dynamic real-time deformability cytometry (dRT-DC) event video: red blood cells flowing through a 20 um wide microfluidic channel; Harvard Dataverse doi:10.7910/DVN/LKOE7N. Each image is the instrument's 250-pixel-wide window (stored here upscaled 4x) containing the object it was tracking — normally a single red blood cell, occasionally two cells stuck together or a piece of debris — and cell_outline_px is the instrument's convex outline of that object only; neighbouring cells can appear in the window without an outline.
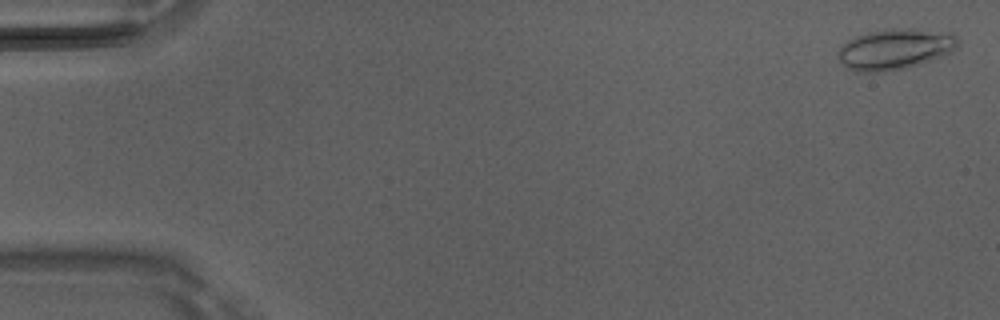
{"species": "Egyptian fruit bat (a non-hibernating species)", "species_latin": "Rousettus aegyptiacus", "temperature_condition": "room temperature", "stored_images_in_passage": 4, "camera_frame_rate_fps": 3000, "um_per_image_px": 0.085, "animal": {"sex": "male"}, "frame": {"image": 1, "passage_image": 1, "time_ms": 0.0, "image_size_px": [1000, 320], "cell_outline_px": [[956, 44], [952, 52], [904, 68], [884, 72], [856, 72], [844, 68], [836, 56], [836, 52], [848, 40], [856, 36], [868, 32], [888, 28], [912, 28], [952, 32], [956, 36]], "centroid_in_image_um": [76.0, 4.17], "position_along_channel_um": 9.0, "area_um2": 28.55}}